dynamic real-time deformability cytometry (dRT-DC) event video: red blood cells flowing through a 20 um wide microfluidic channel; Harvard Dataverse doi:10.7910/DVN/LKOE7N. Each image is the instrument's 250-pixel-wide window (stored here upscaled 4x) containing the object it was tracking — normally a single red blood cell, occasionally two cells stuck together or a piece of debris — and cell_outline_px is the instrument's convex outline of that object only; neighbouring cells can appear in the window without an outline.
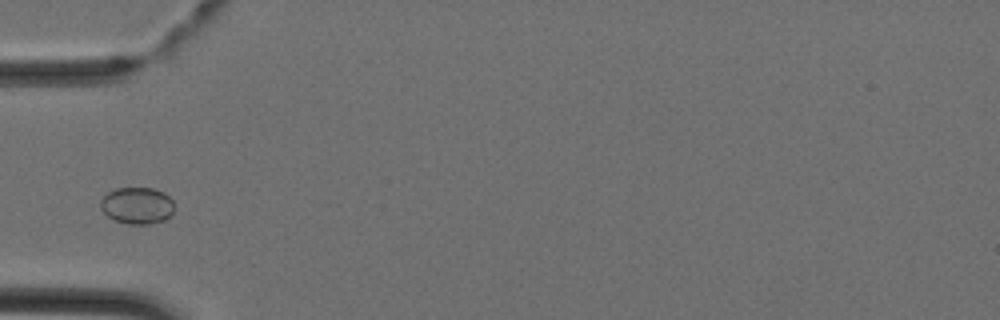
{"species": "Egyptian fruit bat (a non-hibernating species)", "species_latin": "Rousettus aegyptiacus", "temperature_condition": "cold", "stored_images_in_passage": 4, "camera_frame_rate_fps": 3000, "um_per_image_px": 0.085, "animal": {"sex": "female"}, "frame": {"image": 1, "passage_image": 3, "time_ms": 0.667, "image_size_px": [1000, 320], "cell_outline_px": [[172, 216], [164, 220], [148, 224], [128, 224], [112, 220], [100, 208], [100, 200], [108, 192], [116, 188], [152, 188], [164, 192], [172, 200]], "centroid_in_image_um": [11.63, 17.48], "position_along_channel_um": 73.4, "area_um2": 15.84}}
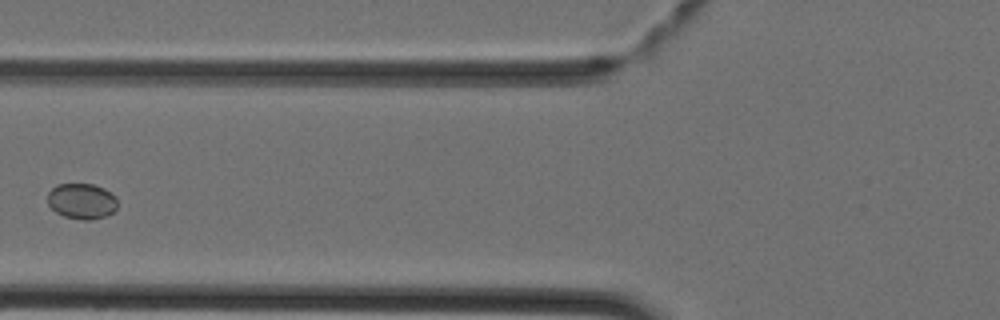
{"frame": {"image": 2, "passage_image": 4, "time_ms": 1.0, "image_size_px": [1000, 320], "cell_outline_px": [[116, 208], [108, 216], [88, 220], [84, 220], [64, 216], [56, 212], [48, 204], [48, 192], [56, 184], [92, 184], [104, 188], [116, 196]], "centroid_in_image_um": [6.95, 17.09], "position_along_channel_um": 118.9, "area_um2": 14.51}}